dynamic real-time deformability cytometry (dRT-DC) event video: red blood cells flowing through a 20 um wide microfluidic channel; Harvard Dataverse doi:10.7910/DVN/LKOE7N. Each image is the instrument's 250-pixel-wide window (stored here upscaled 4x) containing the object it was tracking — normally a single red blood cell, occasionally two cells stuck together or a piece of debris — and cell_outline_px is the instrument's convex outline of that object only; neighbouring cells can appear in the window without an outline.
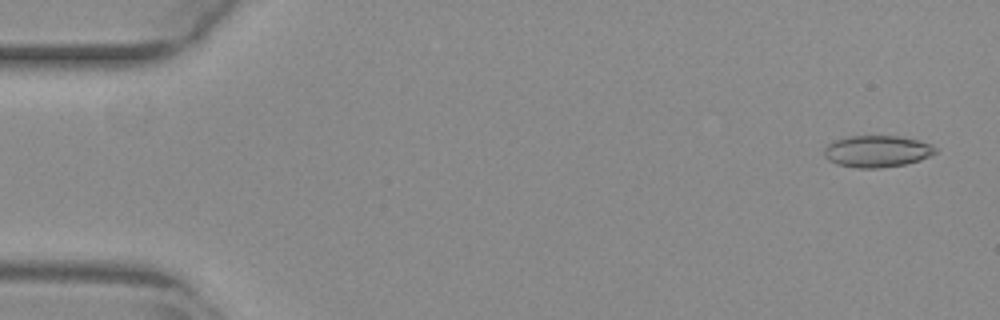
{"species": "common noctule bat (a hibernating species)", "species_latin": "Nyctalus noctula", "temperature_condition": "warm", "stored_images_in_passage": 53, "camera_frame_rate_fps": 3000, "um_per_image_px": 0.085, "animal": {"sex": "female", "body_mass_g": 29.2, "forearm_length_mm": 56.3}, "frame": {"image": 1, "passage_image": 2, "time_ms": 0.333, "image_size_px": [1000, 320], "cell_outline_px": [[936, 152], [932, 156], [920, 160], [904, 164], [880, 168], [856, 168], [836, 164], [828, 160], [824, 156], [824, 148], [832, 140], [848, 136], [900, 136], [932, 144], [936, 148]], "centroid_in_image_um": [74.53, 12.86], "position_along_channel_um": 10.5, "area_um2": 20.75}}
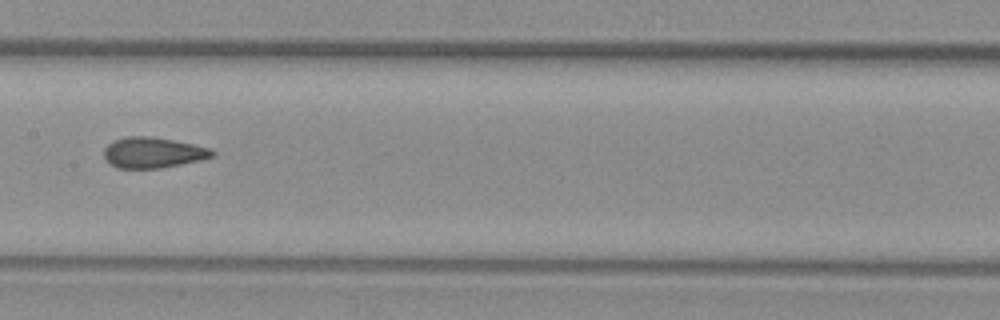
{"frame": {"image": 2, "passage_image": 27, "time_ms": 8.667, "image_size_px": [1000, 320], "cell_outline_px": [[216, 152], [212, 156], [200, 160], [160, 168], [116, 168], [104, 160], [104, 148], [112, 140], [128, 136], [152, 136], [192, 144], [208, 148]], "centroid_in_image_um": [12.93, 12.97], "position_along_channel_um": 194.5, "area_um2": 19.31}}
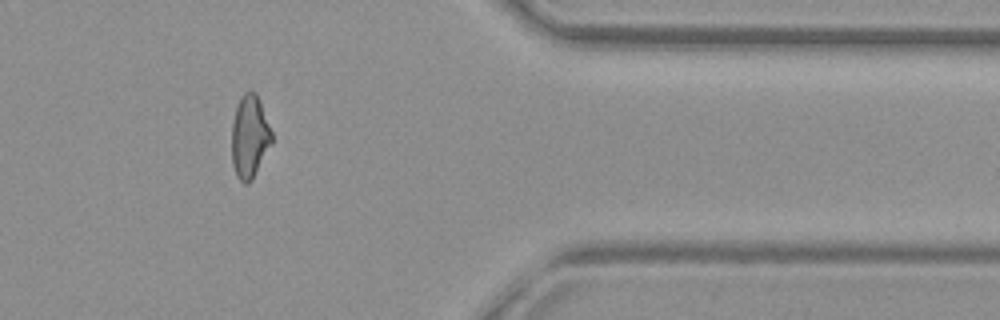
{"frame": {"image": 3, "passage_image": 44, "time_ms": 14.333, "image_size_px": [1000, 320], "cell_outline_px": [[272, 144], [252, 180], [248, 184], [244, 184], [236, 176], [232, 164], [232, 124], [236, 108], [240, 96], [244, 92], [256, 92], [272, 132]], "centroid_in_image_um": [21.22, 11.65], "position_along_channel_um": 390.2, "area_um2": 19.36}, "authors_computed_cell_mechanics": {"area_um2": 19.8254, "velocity_mm_per_s": 3.8575, "shape_relaxation_time_tau1_ms": null, "shape_relaxation_time_tau2_ms": 1.9455, "deformation_change_tau1": null, "deformation_change_tau2": 0.0886}}